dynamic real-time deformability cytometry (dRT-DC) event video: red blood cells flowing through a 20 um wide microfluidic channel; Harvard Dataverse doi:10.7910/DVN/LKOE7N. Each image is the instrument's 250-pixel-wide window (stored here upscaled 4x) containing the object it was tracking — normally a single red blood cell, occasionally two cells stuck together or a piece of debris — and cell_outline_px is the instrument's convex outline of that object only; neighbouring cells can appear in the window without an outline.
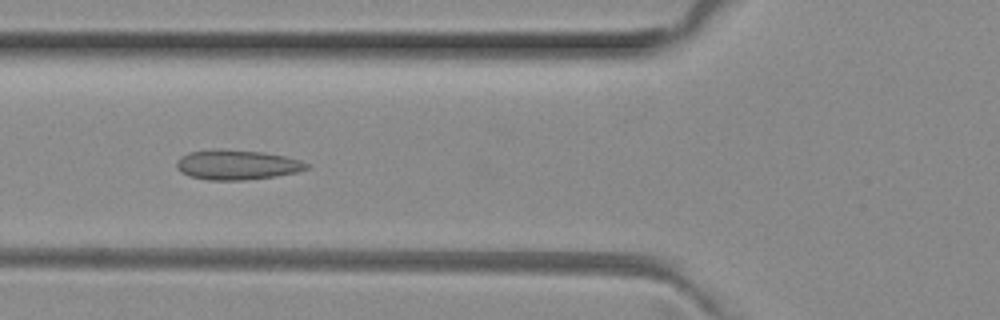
{"species": "common noctule bat (a hibernating species)", "species_latin": "Nyctalus noctula", "temperature_condition": "room temperature", "stored_images_in_passage": 7, "camera_frame_rate_fps": 3000, "um_per_image_px": 0.085, "animal": {"sex": "female", "body_mass_g": 29.2, "forearm_length_mm": 56.3}, "frame": {"image": 1, "passage_image": 6, "time_ms": 1.667, "image_size_px": [1000, 320], "cell_outline_px": [[308, 168], [296, 172], [276, 176], [244, 180], [208, 180], [188, 176], [180, 172], [176, 168], [176, 160], [180, 156], [188, 152], [264, 152], [284, 156], [300, 160], [308, 164]], "centroid_in_image_um": [20.13, 14.06], "position_along_channel_um": 105.7, "area_um2": 21.73}}
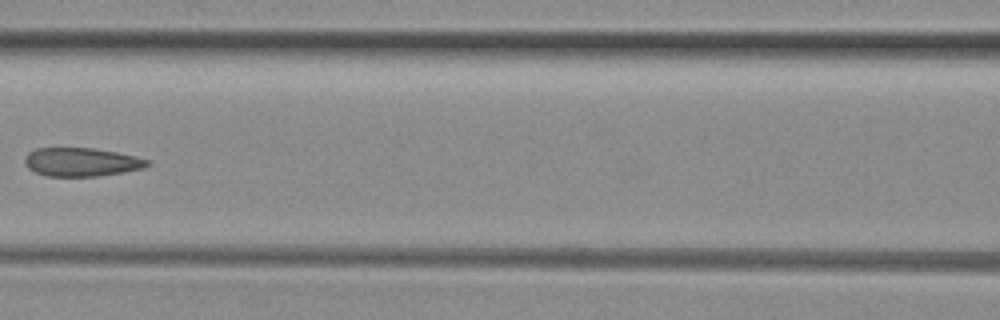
{"frame": {"image": 2, "passage_image": 7, "time_ms": 2.0, "image_size_px": [1000, 320], "cell_outline_px": [[152, 164], [144, 168], [124, 172], [96, 176], [48, 176], [36, 172], [28, 168], [24, 164], [24, 156], [28, 152], [36, 148], [92, 148], [116, 152], [136, 156], [152, 160]], "centroid_in_image_um": [6.95, 13.77], "position_along_channel_um": 159.7, "area_um2": 20.58}}